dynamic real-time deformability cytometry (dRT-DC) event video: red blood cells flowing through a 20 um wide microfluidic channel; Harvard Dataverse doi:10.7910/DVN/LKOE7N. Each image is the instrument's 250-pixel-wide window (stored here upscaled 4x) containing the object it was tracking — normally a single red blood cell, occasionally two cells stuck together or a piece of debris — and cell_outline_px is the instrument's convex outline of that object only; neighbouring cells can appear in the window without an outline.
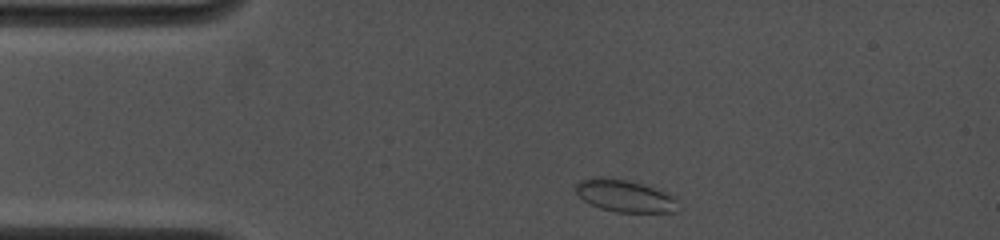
{"species": "common noctule bat (a hibernating species)", "species_latin": "Nyctalus noctula", "temperature_condition": "cold", "stored_images_in_passage": 21, "camera_frame_rate_fps": 4500, "um_per_image_px": 0.085, "animal": {"sex": "female", "body_mass_g": 19.0, "forearm_length_mm": 53.3}, "frame": {"image": 1, "passage_image": 1, "time_ms": 0.0, "image_size_px": [1000, 240], "cell_outline_px": [[680, 200], [676, 212], [616, 212], [600, 208], [584, 200], [576, 192], [576, 184], [580, 180], [592, 176], [604, 176], [624, 180], [640, 184], [676, 196]], "centroid_in_image_um": [53.12, 16.65], "position_along_channel_um": 31.9, "area_um2": 19.19}}
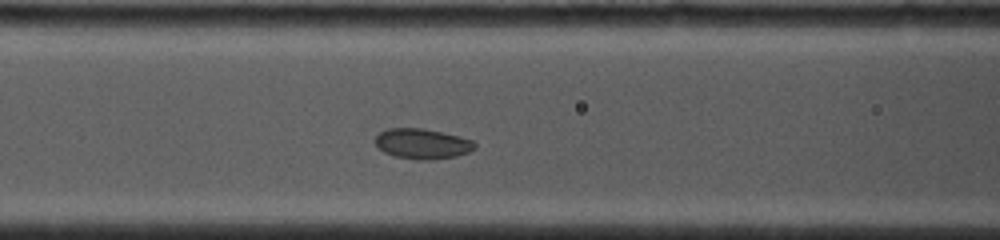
{"frame": {"image": 2, "passage_image": 10, "time_ms": 3.556, "image_size_px": [1000, 240], "cell_outline_px": [[476, 148], [468, 152], [456, 156], [428, 160], [416, 160], [392, 156], [384, 152], [376, 144], [376, 136], [380, 132], [388, 128], [424, 128], [460, 136], [472, 140], [476, 144]], "centroid_in_image_um": [35.9, 12.22], "position_along_channel_um": 130.7, "area_um2": 17.63}}
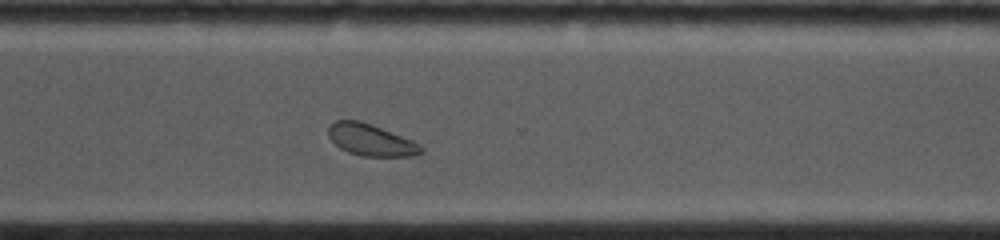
{"frame": {"image": 3, "passage_image": 21, "time_ms": 8.889, "image_size_px": [1000, 240], "cell_outline_px": [[424, 152], [412, 156], [360, 156], [348, 152], [340, 148], [328, 136], [328, 128], [336, 120], [360, 120], [372, 124], [412, 140], [420, 144], [424, 148]], "centroid_in_image_um": [31.54, 11.9], "position_along_channel_um": 339.1, "area_um2": 17.17}}